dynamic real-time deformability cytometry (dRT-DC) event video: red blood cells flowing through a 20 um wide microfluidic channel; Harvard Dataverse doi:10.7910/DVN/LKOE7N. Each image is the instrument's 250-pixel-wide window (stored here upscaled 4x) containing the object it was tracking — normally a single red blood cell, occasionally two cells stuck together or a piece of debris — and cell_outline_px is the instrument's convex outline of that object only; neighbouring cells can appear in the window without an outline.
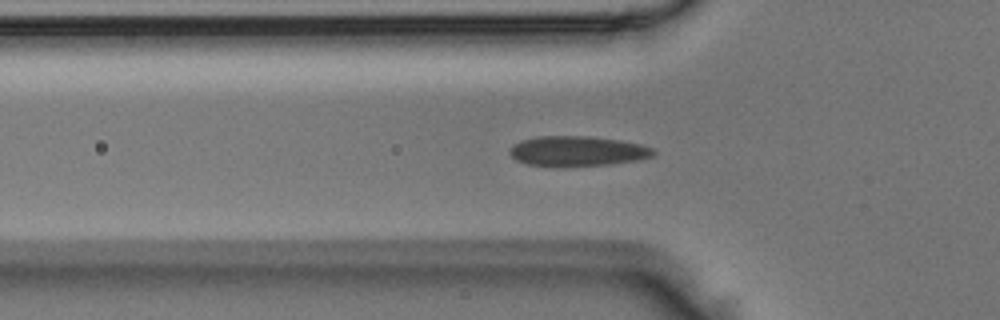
{"species": "Egyptian fruit bat (a non-hibernating species)", "species_latin": "Rousettus aegyptiacus", "temperature_condition": "room temperature", "stored_images_in_passage": 46, "camera_frame_rate_fps": 3000, "um_per_image_px": 0.085, "animal": {"sex": "male"}, "frame": {"image": 1, "passage_image": 11, "time_ms": 3.333, "image_size_px": [1000, 320], "cell_outline_px": [[656, 152], [652, 156], [640, 160], [612, 164], [564, 168], [552, 168], [528, 164], [516, 160], [508, 152], [508, 148], [520, 140], [536, 136], [588, 136], [620, 140], [640, 144], [652, 148]], "centroid_in_image_um": [49.03, 12.87], "position_along_channel_um": 76.8, "area_um2": 25.95}}
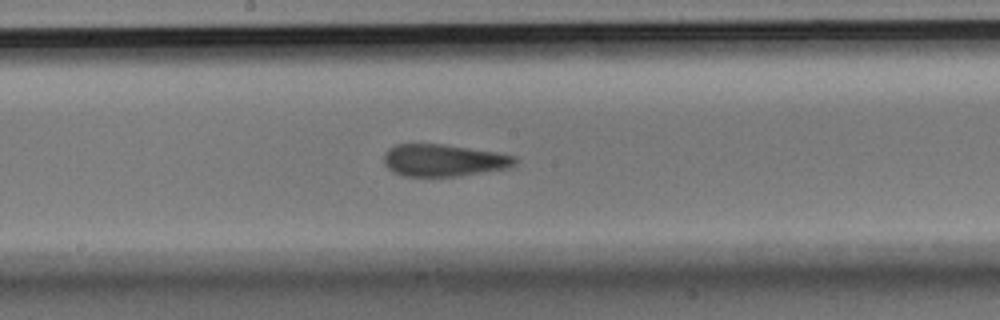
{"frame": {"image": 2, "passage_image": 21, "time_ms": 6.667, "image_size_px": [1000, 320], "cell_outline_px": [[516, 164], [512, 168], [460, 176], [404, 176], [392, 172], [384, 164], [384, 152], [388, 148], [396, 144], [440, 144], [496, 152], [516, 156]], "centroid_in_image_um": [37.72, 13.63], "position_along_channel_um": 210.5, "area_um2": 24.74}}
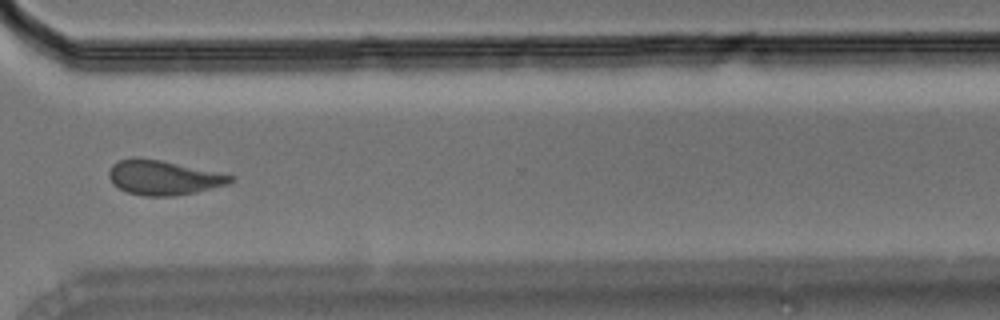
{"frame": {"image": 3, "passage_image": 32, "time_ms": 10.333, "image_size_px": [1000, 320], "cell_outline_px": [[236, 180], [228, 184], [196, 192], [172, 196], [144, 196], [128, 192], [112, 184], [108, 176], [108, 172], [112, 164], [120, 160], [132, 156], [136, 156], [160, 160], [236, 176]], "centroid_in_image_um": [13.87, 15.09], "position_along_channel_um": 356.7, "area_um2": 24.57}}